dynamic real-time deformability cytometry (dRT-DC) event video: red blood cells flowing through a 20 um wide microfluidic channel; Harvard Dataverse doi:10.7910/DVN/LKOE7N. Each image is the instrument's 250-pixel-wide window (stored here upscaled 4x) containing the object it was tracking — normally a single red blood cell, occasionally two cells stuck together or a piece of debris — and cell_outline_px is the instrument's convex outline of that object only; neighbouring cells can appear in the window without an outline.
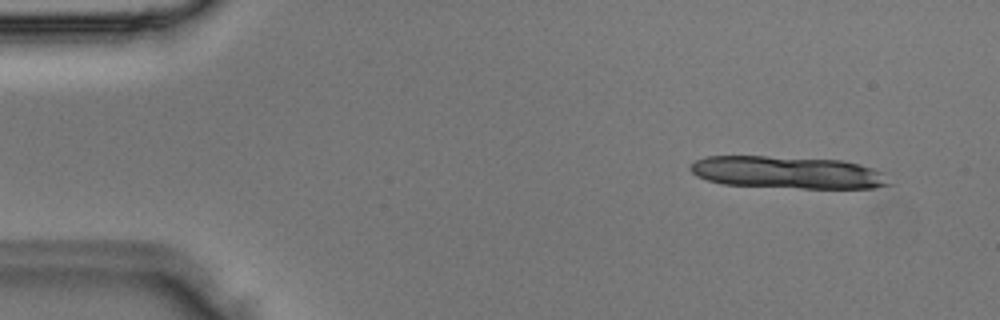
{"species": "Egyptian fruit bat (a non-hibernating species)", "species_latin": "Rousettus aegyptiacus", "temperature_condition": "room temperature", "stored_images_in_passage": 3, "camera_frame_rate_fps": 3000, "um_per_image_px": 0.085, "animal": {"sex": "male"}, "frame": {"image": 1, "passage_image": 1, "time_ms": 0.0, "image_size_px": [1000, 320], "cell_outline_px": [[896, 184], [876, 188], [800, 188], [724, 184], [708, 180], [696, 176], [688, 168], [696, 160], [708, 156], [764, 156], [844, 160], [872, 168], [880, 172]], "centroid_in_image_um": [66.98, 14.66], "position_along_channel_um": 18.0, "area_um2": 37.45}}